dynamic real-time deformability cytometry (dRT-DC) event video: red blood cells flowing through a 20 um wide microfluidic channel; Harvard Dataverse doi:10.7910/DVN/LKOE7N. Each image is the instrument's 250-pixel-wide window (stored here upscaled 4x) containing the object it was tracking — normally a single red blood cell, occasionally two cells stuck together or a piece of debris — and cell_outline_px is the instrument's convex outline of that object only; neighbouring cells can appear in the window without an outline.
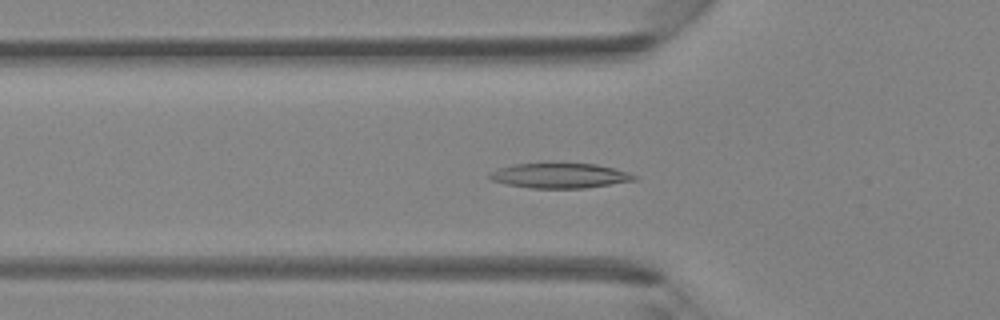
{"species": "Egyptian fruit bat (a non-hibernating species)", "species_latin": "Rousettus aegyptiacus", "temperature_condition": "room temperature", "stored_images_in_passage": 44, "camera_frame_rate_fps": 3000, "um_per_image_px": 0.085, "animal": {"sex": "female"}, "frame": {"image": 1, "passage_image": 15, "time_ms": 4.667, "image_size_px": [1000, 320], "cell_outline_px": [[640, 176], [636, 180], [584, 188], [532, 188], [508, 184], [492, 180], [488, 176], [492, 172], [500, 168], [516, 164], [596, 164], [628, 172]], "centroid_in_image_um": [47.64, 14.94], "position_along_channel_um": 78.2, "area_um2": 20.58}}
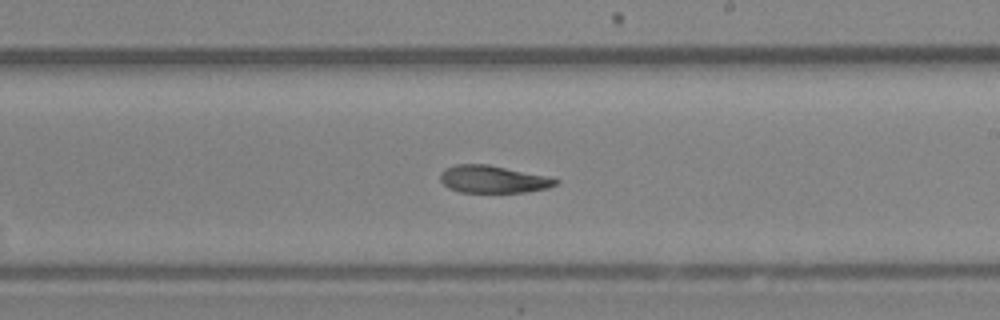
{"frame": {"image": 2, "passage_image": 26, "time_ms": 8.333, "image_size_px": [1000, 320], "cell_outline_px": [[560, 180], [556, 184], [548, 188], [524, 192], [460, 192], [448, 188], [440, 180], [440, 172], [444, 168], [456, 164], [488, 164], [544, 176]], "centroid_in_image_um": [41.84, 15.23], "position_along_channel_um": 247.2, "area_um2": 18.26}}
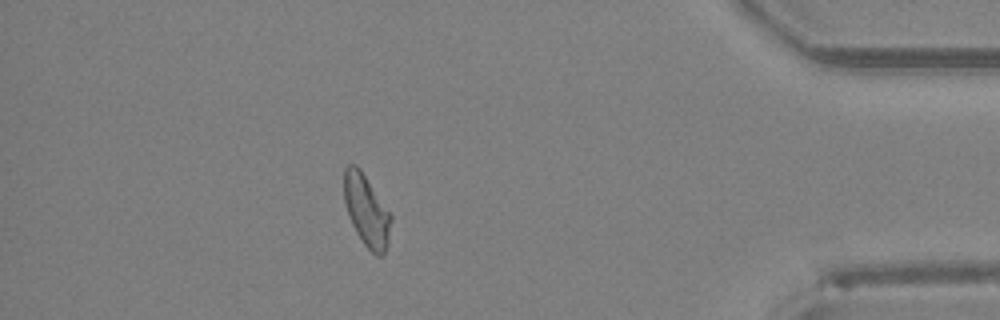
{"frame": {"image": 3, "passage_image": 39, "time_ms": 12.667, "image_size_px": [1000, 320], "cell_outline_px": [[392, 220], [388, 244], [384, 256], [376, 256], [364, 244], [356, 232], [348, 216], [344, 200], [344, 168], [348, 164], [356, 164], [360, 168], [392, 216]], "centroid_in_image_um": [31.16, 17.91], "position_along_channel_um": 404.0, "area_um2": 19.65}}